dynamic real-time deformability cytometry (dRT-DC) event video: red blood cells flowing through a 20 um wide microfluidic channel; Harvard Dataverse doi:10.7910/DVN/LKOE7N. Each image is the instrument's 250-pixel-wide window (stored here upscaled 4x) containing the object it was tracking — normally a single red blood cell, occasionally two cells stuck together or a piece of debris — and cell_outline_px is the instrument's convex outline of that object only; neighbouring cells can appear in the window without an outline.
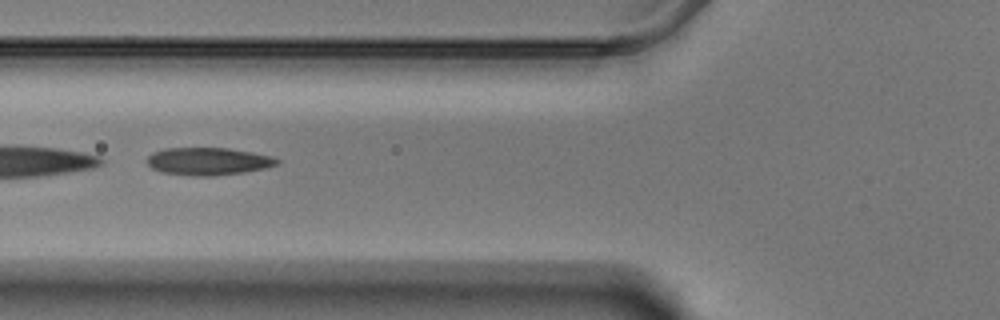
{"species": "Egyptian fruit bat (a non-hibernating species)", "species_latin": "Rousettus aegyptiacus", "temperature_condition": "warm", "stored_images_in_passage": 38, "camera_frame_rate_fps": 3000, "um_per_image_px": 0.085, "animal": {"sex": "male"}, "frame": {"image": 1, "passage_image": 6, "time_ms": 1.667, "image_size_px": [1000, 320], "cell_outline_px": [[280, 160], [276, 164], [264, 168], [244, 172], [212, 176], [192, 176], [164, 172], [152, 168], [148, 164], [148, 156], [152, 152], [164, 148], [228, 148], [252, 152], [268, 156]], "centroid_in_image_um": [17.66, 13.71], "position_along_channel_um": 108.1, "area_um2": 20.63}}
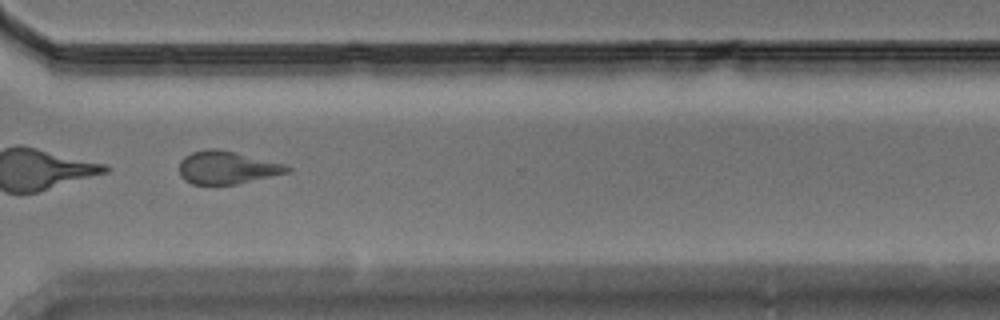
{"frame": {"image": 2, "passage_image": 27, "time_ms": 8.667, "image_size_px": [1000, 320], "cell_outline_px": [[292, 168], [288, 172], [236, 184], [192, 184], [184, 180], [180, 176], [180, 160], [184, 156], [192, 152], [208, 148], [216, 148], [288, 164]], "centroid_in_image_um": [19.28, 14.23], "position_along_channel_um": 351.3, "area_um2": 20.63}, "authors_computed_cell_mechanics": {"area_um2": 20.9525, "velocity_mm_per_s": 3.4681, "shape_relaxation_time_tau1_ms": 6.04, "shape_relaxation_time_tau2_ms": 2.5472, "deformation_change_tau1": 0.1513, "deformation_change_tau2": 0.1051}}